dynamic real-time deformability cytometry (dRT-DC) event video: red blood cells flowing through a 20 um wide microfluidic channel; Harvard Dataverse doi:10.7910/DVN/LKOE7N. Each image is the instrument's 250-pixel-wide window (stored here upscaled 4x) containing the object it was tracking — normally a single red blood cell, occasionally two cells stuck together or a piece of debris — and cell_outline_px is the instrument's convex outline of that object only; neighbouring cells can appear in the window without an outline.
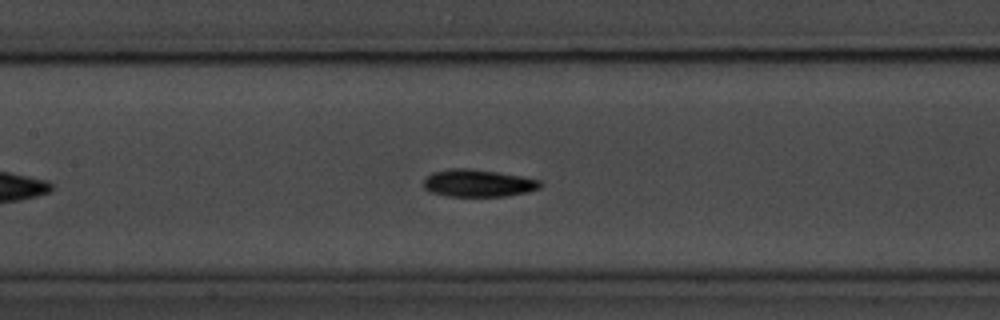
{"species": "common noctule bat (a hibernating species)", "species_latin": "Nyctalus noctula", "temperature_condition": "room temperature", "stored_images_in_passage": 34, "camera_frame_rate_fps": 3000, "um_per_image_px": 0.085, "animal": {"sex": "male", "body_mass_g": 20.1, "forearm_length_mm": 53.5}, "frame": {"image": 1, "passage_image": 15, "time_ms": 4.667, "image_size_px": [1000, 320], "cell_outline_px": [[544, 184], [540, 188], [528, 192], [504, 196], [448, 196], [428, 192], [424, 188], [424, 176], [432, 172], [448, 168], [468, 168], [496, 172], [520, 176], [540, 180]], "centroid_in_image_um": [40.6, 15.56], "position_along_channel_um": 166.8, "area_um2": 18.79}, "authors_computed_cell_mechanics": {"area_um2": 18.3804, "velocity_mm_per_s": 3.6276, "shape_relaxation_time_tau1_ms": 1.9904, "shape_relaxation_time_tau2_ms": 3.3999, "deformation_change_tau1": 0.1065, "deformation_change_tau2": 0.084}}